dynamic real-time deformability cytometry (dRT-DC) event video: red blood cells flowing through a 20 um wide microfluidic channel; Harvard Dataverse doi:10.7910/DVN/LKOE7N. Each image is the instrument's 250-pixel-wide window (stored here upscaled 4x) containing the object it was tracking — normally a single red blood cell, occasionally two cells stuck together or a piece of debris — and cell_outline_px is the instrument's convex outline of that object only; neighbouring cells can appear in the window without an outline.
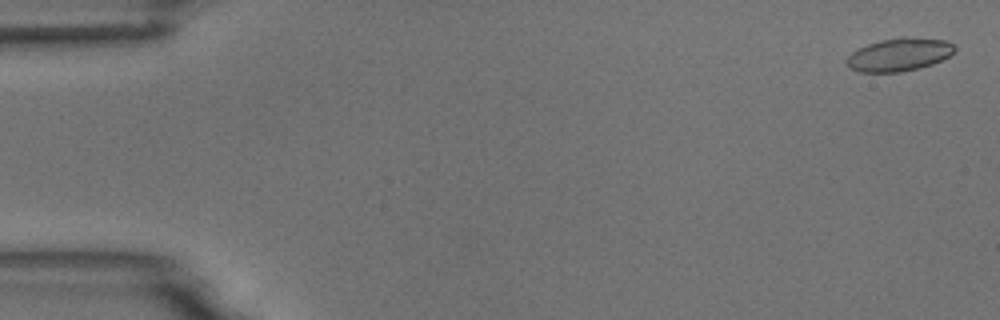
{"species": "common noctule bat (a hibernating species)", "species_latin": "Nyctalus noctula", "temperature_condition": "room temperature", "stored_images_in_passage": 4, "camera_frame_rate_fps": 3000, "um_per_image_px": 0.085, "animal": {"sex": "male", "body_mass_g": 18.8}, "frame": {"image": 1, "passage_image": 1, "time_ms": 0.0, "image_size_px": [1000, 320], "cell_outline_px": [[956, 48], [948, 56], [932, 64], [920, 68], [900, 72], [860, 72], [848, 68], [844, 60], [852, 52], [868, 44], [880, 40], [900, 36], [904, 36], [944, 40], [952, 44]], "centroid_in_image_um": [76.38, 4.64], "position_along_channel_um": 8.6, "area_um2": 20.81}}
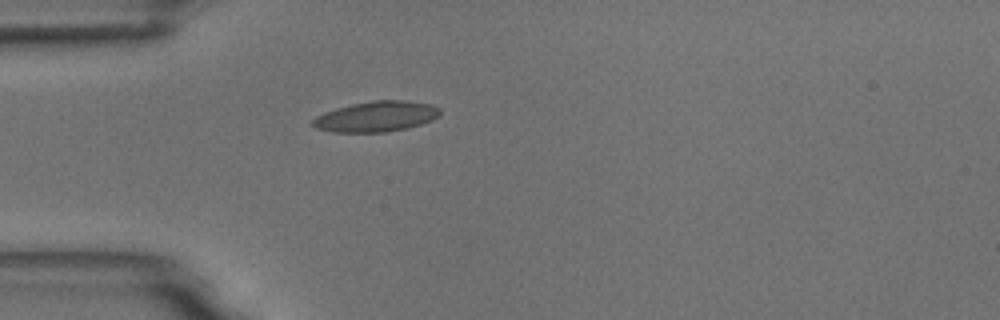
{"frame": {"image": 2, "passage_image": 4, "time_ms": 4.667, "image_size_px": [1000, 320], "cell_outline_px": [[440, 116], [432, 120], [408, 128], [384, 132], [332, 132], [316, 128], [312, 124], [312, 120], [316, 116], [324, 112], [336, 108], [352, 104], [376, 100], [404, 100], [432, 104], [440, 108]], "centroid_in_image_um": [31.99, 9.9], "position_along_channel_um": 53.0, "area_um2": 22.66}}